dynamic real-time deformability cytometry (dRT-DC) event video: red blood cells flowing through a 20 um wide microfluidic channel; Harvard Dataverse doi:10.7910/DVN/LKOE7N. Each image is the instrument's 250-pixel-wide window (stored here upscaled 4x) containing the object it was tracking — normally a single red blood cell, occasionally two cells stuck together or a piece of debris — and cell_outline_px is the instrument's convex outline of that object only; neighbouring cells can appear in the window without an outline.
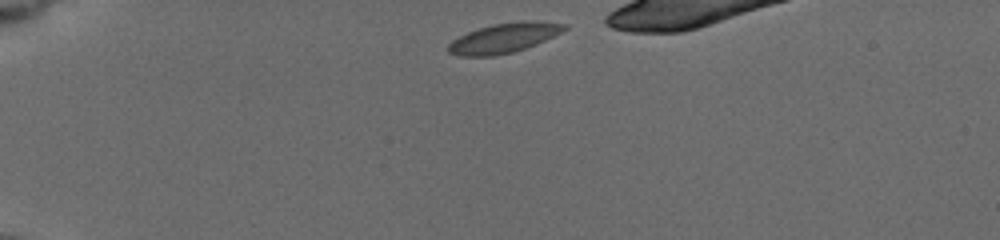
{"species": "common noctule bat (a hibernating species)", "species_latin": "Nyctalus noctula", "temperature_condition": "cold", "stored_images_in_passage": 11, "camera_frame_rate_fps": 3000, "um_per_image_px": 0.085, "animal": {"sex": "female", "body_mass_g": 19.5, "forearm_length_mm": 54.1}, "frame": {"image": 1, "passage_image": 1, "time_ms": 0.0, "image_size_px": [1000, 240], "cell_outline_px": [[568, 28], [536, 44], [512, 52], [492, 56], [460, 56], [448, 52], [448, 44], [452, 40], [468, 32], [492, 24], [520, 20], [536, 20], [568, 24]], "centroid_in_image_um": [42.84, 3.21], "position_along_channel_um": 42.2, "area_um2": 20.0}}
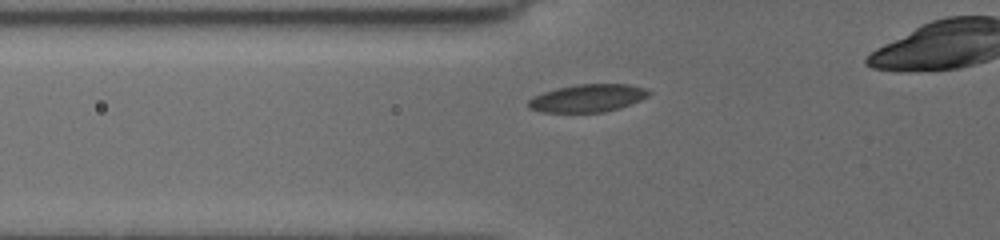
{"frame": {"image": 2, "passage_image": 8, "time_ms": 2.333, "image_size_px": [1000, 240], "cell_outline_px": [[652, 92], [648, 96], [640, 100], [620, 108], [604, 112], [540, 112], [528, 108], [528, 100], [532, 96], [556, 88], [576, 84], [628, 84], [644, 88]], "centroid_in_image_um": [49.93, 8.34], "position_along_channel_um": 75.9, "area_um2": 19.54}}